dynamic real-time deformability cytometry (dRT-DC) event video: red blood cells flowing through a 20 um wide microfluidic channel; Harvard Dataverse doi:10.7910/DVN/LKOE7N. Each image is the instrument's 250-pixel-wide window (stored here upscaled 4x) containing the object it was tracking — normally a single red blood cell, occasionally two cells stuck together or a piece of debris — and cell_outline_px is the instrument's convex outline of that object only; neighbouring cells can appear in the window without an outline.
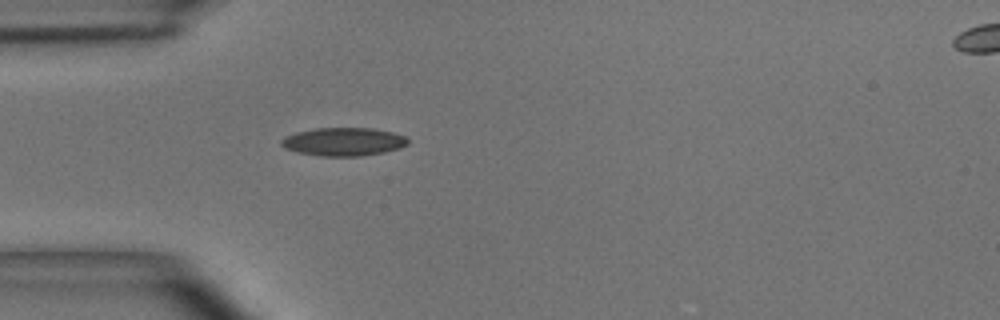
{"species": "common noctule bat (a hibernating species)", "species_latin": "Nyctalus noctula", "temperature_condition": "room temperature", "stored_images_in_passage": 37, "camera_frame_rate_fps": 3000, "um_per_image_px": 0.085, "animal": {"sex": "male", "body_mass_g": 15.6}, "frame": {"image": 1, "passage_image": 1, "time_ms": 0.0, "image_size_px": [1000, 320], "cell_outline_px": [[408, 144], [400, 148], [384, 152], [360, 156], [320, 156], [296, 152], [284, 148], [280, 144], [280, 140], [296, 132], [316, 128], [372, 128], [392, 132], [404, 136], [408, 140]], "centroid_in_image_um": [29.19, 12.05], "position_along_channel_um": 55.8, "area_um2": 20.81}}
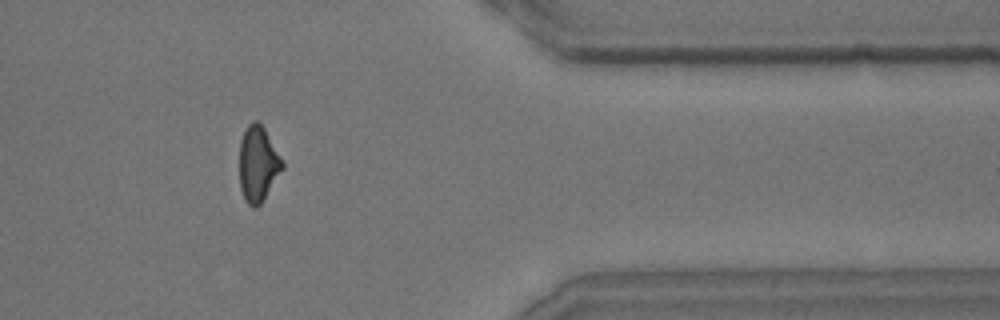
{"frame": {"image": 2, "passage_image": 28, "time_ms": 9.0, "image_size_px": [1000, 320], "cell_outline_px": [[284, 168], [260, 204], [256, 208], [252, 208], [244, 200], [240, 188], [240, 140], [248, 124], [252, 120], [256, 120], [264, 128], [284, 160]], "centroid_in_image_um": [21.94, 13.94], "position_along_channel_um": 389.5, "area_um2": 19.02}}
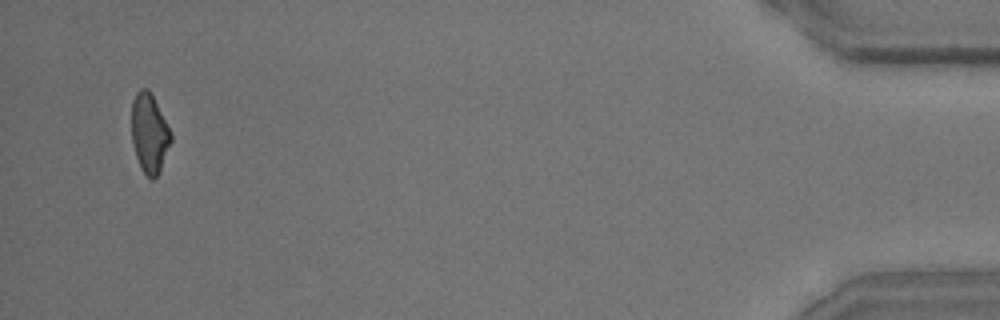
{"frame": {"image": 3, "passage_image": 35, "time_ms": 11.333, "image_size_px": [1000, 320], "cell_outline_px": [[172, 140], [160, 168], [156, 176], [152, 180], [140, 168], [136, 156], [132, 140], [132, 100], [136, 92], [140, 88], [148, 88], [152, 92], [172, 136]], "centroid_in_image_um": [12.68, 11.27], "position_along_channel_um": 422.5, "area_um2": 17.98}, "authors_computed_cell_mechanics": {"area_um2": 19.3052, "velocity_mm_per_s": 3.9773, "shape_relaxation_time_tau1_ms": 4.2761, "shape_relaxation_time_tau2_ms": 2.5611, "deformation_change_tau1": 0.1415, "deformation_change_tau2": 0.0942}}